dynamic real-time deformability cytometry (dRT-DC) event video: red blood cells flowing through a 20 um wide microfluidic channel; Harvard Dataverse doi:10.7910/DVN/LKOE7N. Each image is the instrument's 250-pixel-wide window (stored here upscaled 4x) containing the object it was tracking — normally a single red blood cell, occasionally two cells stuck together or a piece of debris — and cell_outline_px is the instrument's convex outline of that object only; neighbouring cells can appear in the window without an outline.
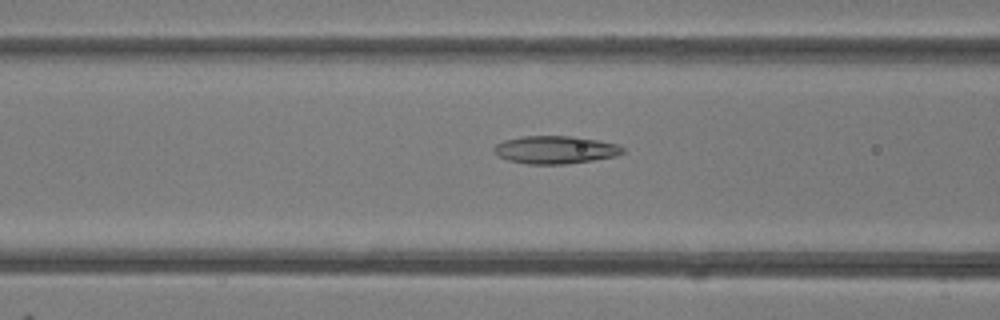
{"species": "common noctule bat (a hibernating species)", "species_latin": "Nyctalus noctula", "temperature_condition": "room temperature", "stored_images_in_passage": 48, "camera_frame_rate_fps": 3000, "um_per_image_px": 0.085, "animal": {"sex": "female"}, "frame": {"image": 1, "passage_image": 19, "time_ms": 6.0, "image_size_px": [1000, 320], "cell_outline_px": [[624, 152], [616, 156], [592, 160], [564, 164], [528, 164], [508, 160], [496, 156], [492, 152], [492, 148], [496, 144], [504, 140], [520, 136], [568, 136], [596, 140], [616, 144], [624, 148]], "centroid_in_image_um": [47.13, 12.73], "position_along_channel_um": 119.5, "area_um2": 20.87}}
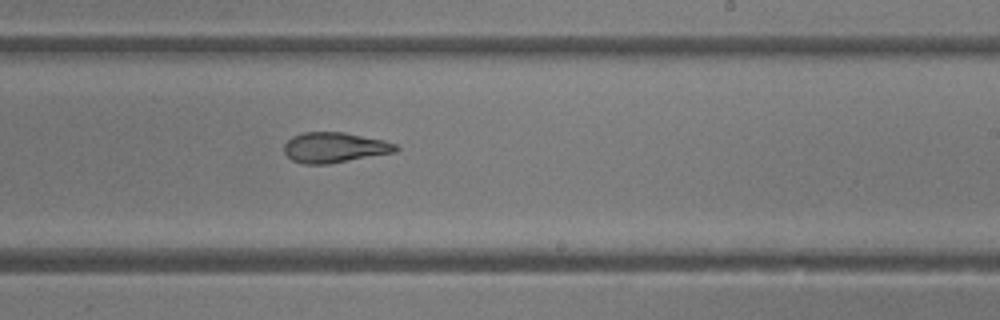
{"frame": {"image": 2, "passage_image": 29, "time_ms": 9.333, "image_size_px": [1000, 320], "cell_outline_px": [[400, 148], [396, 152], [328, 164], [304, 164], [292, 160], [284, 152], [284, 144], [292, 136], [304, 132], [344, 132], [384, 140], [396, 144]], "centroid_in_image_um": [28.44, 12.53], "position_along_channel_um": 260.6, "area_um2": 19.77}}
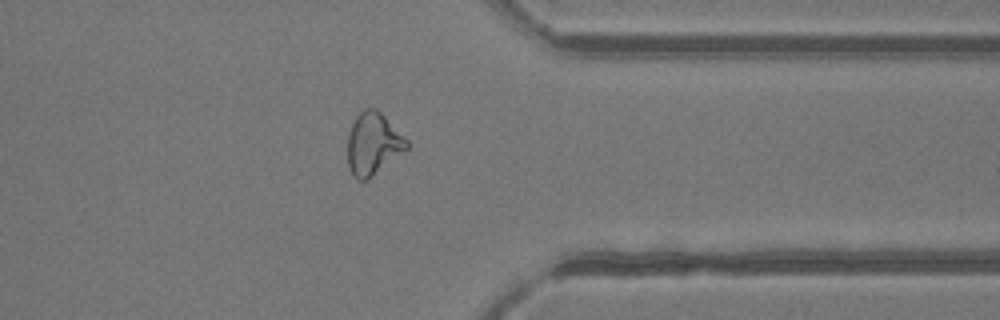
{"frame": {"image": 3, "passage_image": 38, "time_ms": 12.333, "image_size_px": [1000, 320], "cell_outline_px": [[408, 148], [368, 180], [360, 180], [352, 172], [348, 164], [348, 132], [360, 108], [376, 108], [408, 140]], "centroid_in_image_um": [31.7, 12.19], "position_along_channel_um": 379.7, "area_um2": 21.27}, "authors_computed_cell_mechanics": {"area_um2": 22.0507, "velocity_mm_per_s": 4.2344, "shape_relaxation_time_tau1_ms": 7.0062, "shape_relaxation_time_tau2_ms": 3.2372, "deformation_change_tau1": 0.1814, "deformation_change_tau2": 0.1368}}